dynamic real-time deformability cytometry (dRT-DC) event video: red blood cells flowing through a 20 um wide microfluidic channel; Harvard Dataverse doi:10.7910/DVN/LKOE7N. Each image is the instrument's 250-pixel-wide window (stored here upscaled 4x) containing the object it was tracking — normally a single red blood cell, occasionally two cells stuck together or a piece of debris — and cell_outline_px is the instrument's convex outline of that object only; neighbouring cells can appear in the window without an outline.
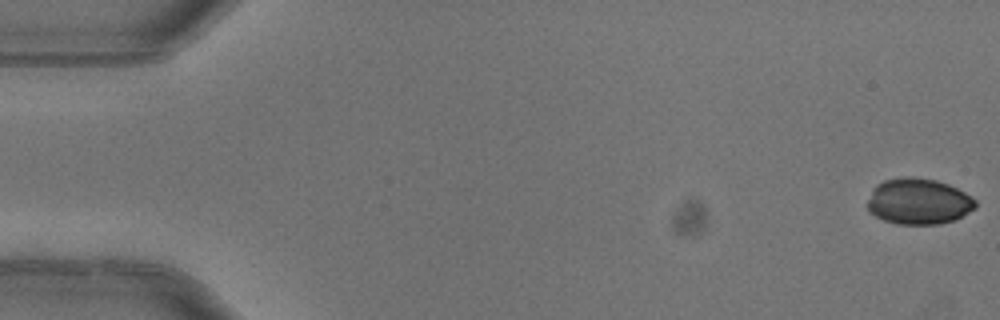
{"species": "common noctule bat (a hibernating species)", "species_latin": "Nyctalus noctula", "temperature_condition": "warm", "stored_images_in_passage": 4, "camera_frame_rate_fps": 3000, "um_per_image_px": 0.085, "animal": {"sex": "female"}, "frame": {"image": 1, "passage_image": 1, "time_ms": 0.0, "image_size_px": [1000, 320], "cell_outline_px": [[976, 208], [956, 220], [940, 224], [896, 224], [884, 220], [868, 212], [868, 200], [872, 188], [876, 184], [884, 180], [904, 176], [912, 176], [936, 180], [948, 184], [972, 196], [976, 200]], "centroid_in_image_um": [78.08, 17.12], "position_along_channel_um": 6.9, "area_um2": 29.3}}
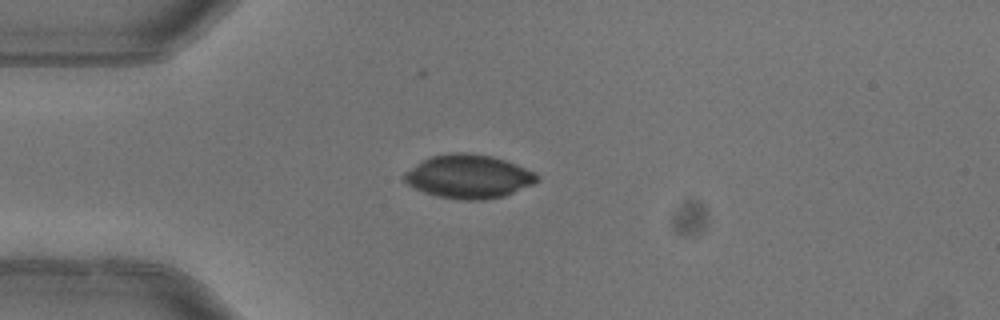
{"frame": {"image": 2, "passage_image": 4, "time_ms": 1.0, "image_size_px": [1000, 320], "cell_outline_px": [[540, 180], [532, 184], [504, 196], [484, 200], [464, 200], [436, 196], [424, 192], [408, 184], [400, 176], [404, 172], [416, 164], [432, 156], [456, 152], [464, 152], [492, 156], [516, 164], [536, 172], [540, 176]], "centroid_in_image_um": [39.84, 15.0], "position_along_channel_um": 45.2, "area_um2": 33.7}}